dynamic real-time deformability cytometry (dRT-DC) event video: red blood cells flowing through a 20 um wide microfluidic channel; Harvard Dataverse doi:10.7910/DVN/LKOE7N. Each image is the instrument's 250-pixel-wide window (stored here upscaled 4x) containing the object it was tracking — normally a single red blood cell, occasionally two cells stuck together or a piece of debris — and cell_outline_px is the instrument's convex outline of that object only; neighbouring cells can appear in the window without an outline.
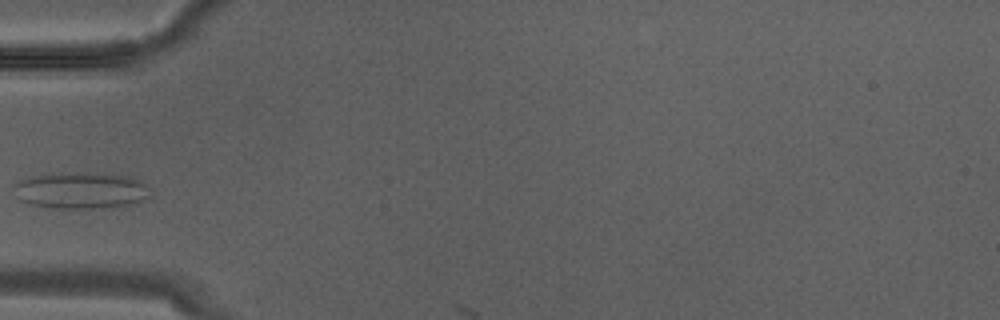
{"species": "Egyptian fruit bat (a non-hibernating species)", "species_latin": "Rousettus aegyptiacus", "temperature_condition": "warm", "stored_images_in_passage": 5, "camera_frame_rate_fps": 3000, "um_per_image_px": 0.085, "animal": {"sex": "male"}, "frame": {"image": 1, "passage_image": 4, "time_ms": 1.0, "image_size_px": [1000, 320], "cell_outline_px": [[152, 196], [144, 200], [128, 204], [96, 208], [56, 208], [32, 204], [20, 200], [12, 184], [20, 180], [32, 176], [52, 172], [116, 172], [128, 176], [144, 184]], "centroid_in_image_um": [6.87, 16.14], "position_along_channel_um": 78.1, "area_um2": 29.36}}